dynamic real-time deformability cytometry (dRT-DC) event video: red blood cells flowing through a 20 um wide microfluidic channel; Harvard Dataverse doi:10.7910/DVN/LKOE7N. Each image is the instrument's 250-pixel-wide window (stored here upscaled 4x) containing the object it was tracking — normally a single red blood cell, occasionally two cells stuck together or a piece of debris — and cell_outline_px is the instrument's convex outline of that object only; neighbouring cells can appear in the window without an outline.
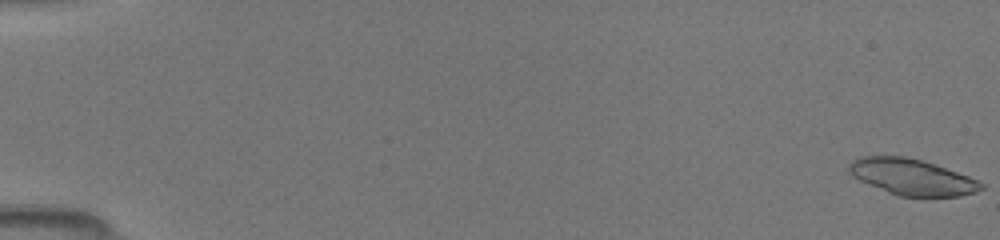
{"species": "common noctule bat (a hibernating species)", "species_latin": "Nyctalus noctula", "temperature_condition": "room temperature", "stored_images_in_passage": 31, "camera_frame_rate_fps": 3000, "um_per_image_px": 0.085, "animal": {"sex": "female", "body_mass_g": 19.5, "forearm_length_mm": 54.1}, "frame": {"image": 1, "passage_image": 1, "time_ms": 0.0, "image_size_px": [1000, 240], "cell_outline_px": [[984, 188], [976, 192], [960, 196], [896, 196], [868, 184], [852, 176], [848, 172], [848, 164], [852, 160], [860, 156], [908, 156], [968, 176], [984, 184]], "centroid_in_image_um": [77.46, 15.04], "position_along_channel_um": 7.5, "area_um2": 27.63}}
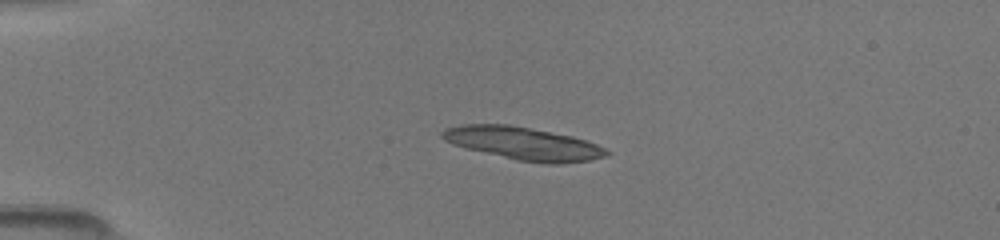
{"frame": {"image": 2, "passage_image": 13, "time_ms": 4.0, "image_size_px": [1000, 240], "cell_outline_px": [[612, 152], [604, 156], [588, 160], [560, 164], [548, 164], [516, 160], [464, 148], [452, 144], [444, 140], [440, 136], [440, 132], [444, 128], [460, 124], [508, 124], [572, 136], [596, 144]], "centroid_in_image_um": [44.41, 12.19], "position_along_channel_um": 40.6, "area_um2": 31.5}}